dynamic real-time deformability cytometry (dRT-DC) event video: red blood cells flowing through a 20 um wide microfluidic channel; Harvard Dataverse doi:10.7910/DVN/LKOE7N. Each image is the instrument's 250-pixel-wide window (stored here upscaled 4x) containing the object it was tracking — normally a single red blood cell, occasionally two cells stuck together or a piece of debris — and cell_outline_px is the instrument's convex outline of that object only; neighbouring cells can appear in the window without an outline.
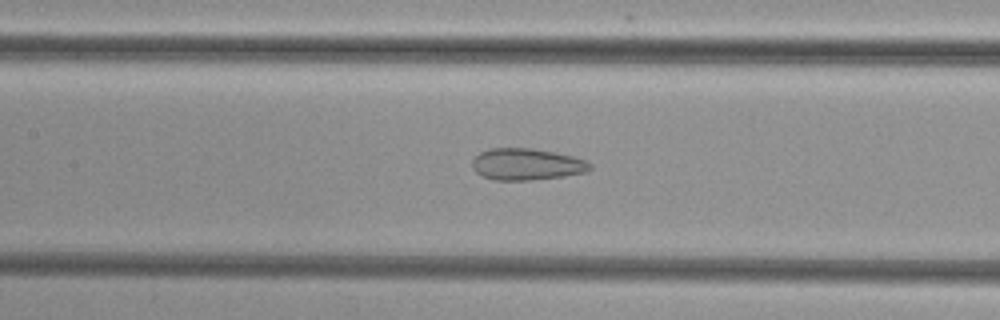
{"species": "common noctule bat (a hibernating species)", "species_latin": "Nyctalus noctula", "temperature_condition": "cold", "stored_images_in_passage": 50, "camera_frame_rate_fps": 3000, "um_per_image_px": 0.085, "animal": {"sex": "female", "body_mass_g": 29.2, "forearm_length_mm": 56.3}, "frame": {"image": 1, "passage_image": 25, "time_ms": 8.0, "image_size_px": [1000, 320], "cell_outline_px": [[592, 168], [588, 172], [564, 176], [532, 180], [496, 180], [480, 176], [472, 168], [472, 160], [480, 152], [488, 148], [532, 148], [556, 152], [572, 156], [584, 160], [592, 164]], "centroid_in_image_um": [44.76, 13.96], "position_along_channel_um": 162.6, "area_um2": 21.96}}
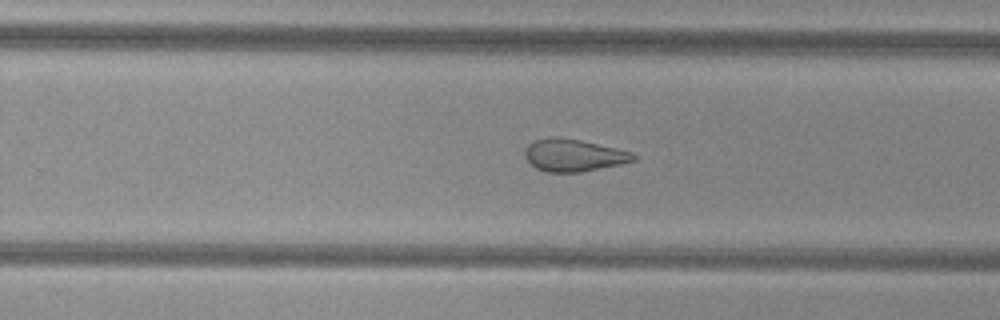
{"frame": {"image": 2, "passage_image": 34, "time_ms": 11.0, "image_size_px": [1000, 320], "cell_outline_px": [[640, 156], [636, 160], [620, 164], [580, 172], [548, 172], [536, 168], [524, 156], [524, 152], [528, 144], [536, 140], [548, 136], [556, 136], [580, 140], [616, 148], [632, 152]], "centroid_in_image_um": [48.77, 13.18], "position_along_channel_um": 281.0, "area_um2": 20.46}}
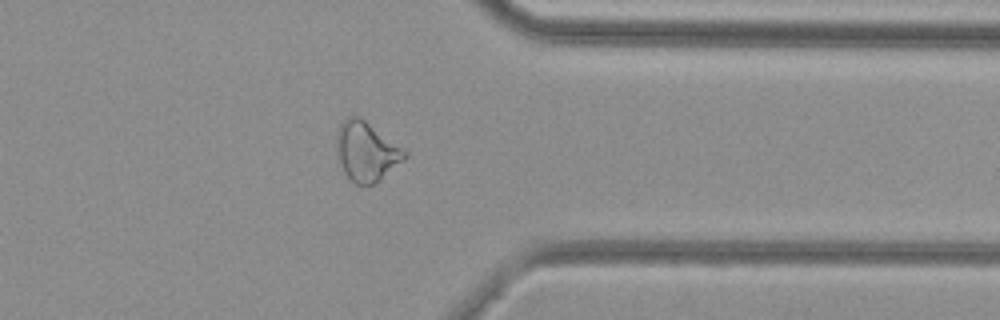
{"frame": {"image": 3, "passage_image": 42, "time_ms": 13.667, "image_size_px": [1000, 320], "cell_outline_px": [[408, 156], [404, 160], [380, 180], [372, 184], [356, 184], [344, 172], [336, 148], [336, 132], [340, 124], [348, 116], [360, 116], [408, 152]], "centroid_in_image_um": [31.15, 12.85], "position_along_channel_um": 380.3, "area_um2": 23.35}}